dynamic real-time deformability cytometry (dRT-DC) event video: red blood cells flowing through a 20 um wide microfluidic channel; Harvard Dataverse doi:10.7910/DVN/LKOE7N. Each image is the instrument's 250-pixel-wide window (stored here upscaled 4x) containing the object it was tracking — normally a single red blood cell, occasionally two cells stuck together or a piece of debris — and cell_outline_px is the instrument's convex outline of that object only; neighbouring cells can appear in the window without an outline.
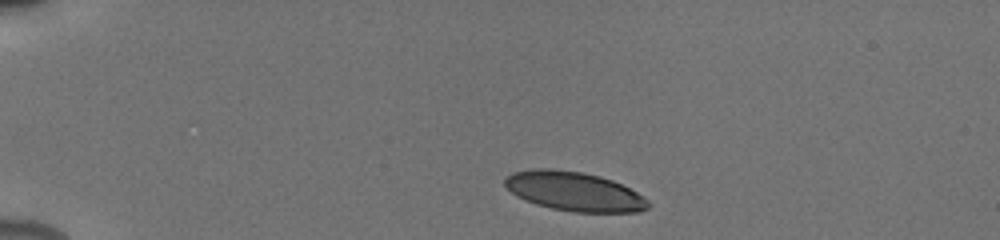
{"species": "human", "species_latin": "Homo sapiens", "temperature_condition": "cold", "stored_images_in_passage": 8, "camera_frame_rate_fps": 3000, "um_per_image_px": 0.085, "donor": {"sex": "male"}, "frame": {"image": 1, "passage_image": 1, "time_ms": 0.0, "image_size_px": [1000, 240], "cell_outline_px": [[652, 204], [648, 208], [640, 212], [572, 212], [552, 208], [536, 204], [524, 200], [516, 196], [504, 184], [504, 180], [512, 172], [536, 168], [552, 168], [584, 172], [600, 176], [612, 180], [644, 196]], "centroid_in_image_um": [48.82, 16.27], "position_along_channel_um": 36.2, "area_um2": 32.89}}
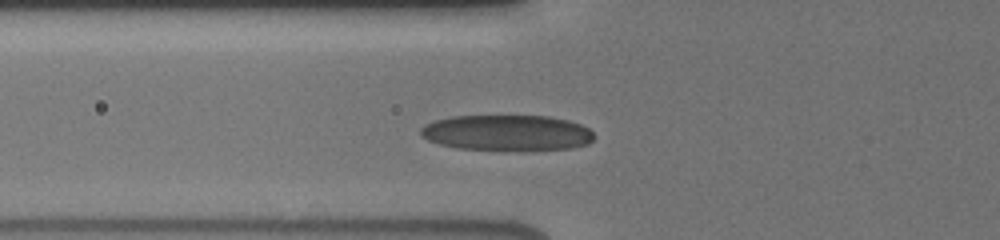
{"frame": {"image": 2, "passage_image": 5, "time_ms": 3.0, "image_size_px": [1000, 240], "cell_outline_px": [[596, 136], [588, 144], [572, 148], [456, 148], [440, 144], [428, 140], [420, 136], [420, 128], [424, 124], [448, 116], [548, 116], [568, 120], [580, 124], [588, 128]], "centroid_in_image_um": [43.06, 11.25], "position_along_channel_um": 82.7, "area_um2": 35.37}}
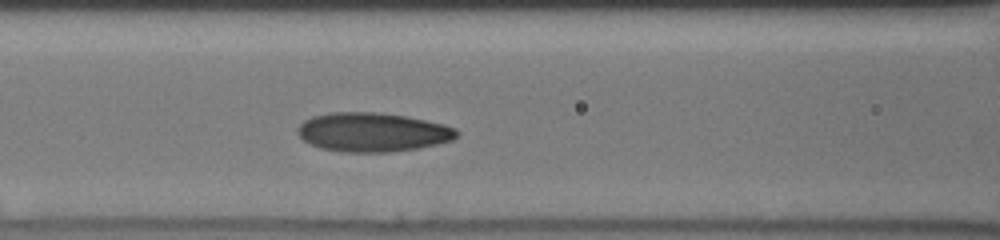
{"frame": {"image": 3, "passage_image": 8, "time_ms": 4.333, "image_size_px": [1000, 240], "cell_outline_px": [[460, 132], [452, 140], [436, 144], [416, 148], [388, 152], [344, 152], [320, 148], [304, 140], [296, 132], [296, 128], [304, 120], [312, 116], [328, 112], [376, 112], [404, 116], [444, 124], [456, 128]], "centroid_in_image_um": [31.64, 11.23], "position_along_channel_um": 135.0, "area_um2": 36.13}}